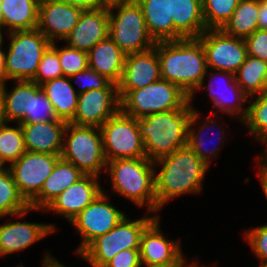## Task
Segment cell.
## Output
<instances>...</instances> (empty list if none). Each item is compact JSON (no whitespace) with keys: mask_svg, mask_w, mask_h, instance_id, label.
<instances>
[{"mask_svg":"<svg viewBox=\"0 0 267 267\" xmlns=\"http://www.w3.org/2000/svg\"><path fill=\"white\" fill-rule=\"evenodd\" d=\"M154 48L160 62L161 79L176 84L194 99L198 87L205 82L206 54L198 38L156 42Z\"/></svg>","mask_w":267,"mask_h":267,"instance_id":"obj_1","label":"cell"},{"mask_svg":"<svg viewBox=\"0 0 267 267\" xmlns=\"http://www.w3.org/2000/svg\"><path fill=\"white\" fill-rule=\"evenodd\" d=\"M154 166L157 212L172 198L200 193L209 168L188 145L155 161Z\"/></svg>","mask_w":267,"mask_h":267,"instance_id":"obj_2","label":"cell"},{"mask_svg":"<svg viewBox=\"0 0 267 267\" xmlns=\"http://www.w3.org/2000/svg\"><path fill=\"white\" fill-rule=\"evenodd\" d=\"M193 102L183 108L137 119L146 158L155 162L187 145Z\"/></svg>","mask_w":267,"mask_h":267,"instance_id":"obj_3","label":"cell"},{"mask_svg":"<svg viewBox=\"0 0 267 267\" xmlns=\"http://www.w3.org/2000/svg\"><path fill=\"white\" fill-rule=\"evenodd\" d=\"M112 191L129 199L138 208L147 204L146 213H157L155 166L150 159H116L106 164Z\"/></svg>","mask_w":267,"mask_h":267,"instance_id":"obj_4","label":"cell"},{"mask_svg":"<svg viewBox=\"0 0 267 267\" xmlns=\"http://www.w3.org/2000/svg\"><path fill=\"white\" fill-rule=\"evenodd\" d=\"M108 10L109 37L125 55L154 47L155 42L149 34L142 8L137 1L113 3L108 6Z\"/></svg>","mask_w":267,"mask_h":267,"instance_id":"obj_5","label":"cell"},{"mask_svg":"<svg viewBox=\"0 0 267 267\" xmlns=\"http://www.w3.org/2000/svg\"><path fill=\"white\" fill-rule=\"evenodd\" d=\"M60 158L72 163L84 174L99 177L105 172L102 134L99 127L67 123Z\"/></svg>","mask_w":267,"mask_h":267,"instance_id":"obj_6","label":"cell"},{"mask_svg":"<svg viewBox=\"0 0 267 267\" xmlns=\"http://www.w3.org/2000/svg\"><path fill=\"white\" fill-rule=\"evenodd\" d=\"M159 214L132 220L127 215L108 233L94 239L79 257L92 267H104L117 253L125 249H140V238L145 228Z\"/></svg>","mask_w":267,"mask_h":267,"instance_id":"obj_7","label":"cell"},{"mask_svg":"<svg viewBox=\"0 0 267 267\" xmlns=\"http://www.w3.org/2000/svg\"><path fill=\"white\" fill-rule=\"evenodd\" d=\"M190 97L176 84L160 79L143 88L130 90L120 100V110L136 119L183 108Z\"/></svg>","mask_w":267,"mask_h":267,"instance_id":"obj_8","label":"cell"},{"mask_svg":"<svg viewBox=\"0 0 267 267\" xmlns=\"http://www.w3.org/2000/svg\"><path fill=\"white\" fill-rule=\"evenodd\" d=\"M6 36L10 41L5 51L6 83L8 80L31 81L51 42L37 28L10 32Z\"/></svg>","mask_w":267,"mask_h":267,"instance_id":"obj_9","label":"cell"},{"mask_svg":"<svg viewBox=\"0 0 267 267\" xmlns=\"http://www.w3.org/2000/svg\"><path fill=\"white\" fill-rule=\"evenodd\" d=\"M106 161L146 157L137 119L119 110L100 127Z\"/></svg>","mask_w":267,"mask_h":267,"instance_id":"obj_10","label":"cell"},{"mask_svg":"<svg viewBox=\"0 0 267 267\" xmlns=\"http://www.w3.org/2000/svg\"><path fill=\"white\" fill-rule=\"evenodd\" d=\"M103 191L70 223L77 229L82 241L77 248L79 255L98 236L110 232L126 215L108 200V194ZM110 201V202H109Z\"/></svg>","mask_w":267,"mask_h":267,"instance_id":"obj_11","label":"cell"},{"mask_svg":"<svg viewBox=\"0 0 267 267\" xmlns=\"http://www.w3.org/2000/svg\"><path fill=\"white\" fill-rule=\"evenodd\" d=\"M198 39L206 54L208 70L236 73L247 57L244 38L230 36L221 29H207Z\"/></svg>","mask_w":267,"mask_h":267,"instance_id":"obj_12","label":"cell"},{"mask_svg":"<svg viewBox=\"0 0 267 267\" xmlns=\"http://www.w3.org/2000/svg\"><path fill=\"white\" fill-rule=\"evenodd\" d=\"M59 159L60 155L26 151L8 166L20 194L28 203L41 191Z\"/></svg>","mask_w":267,"mask_h":267,"instance_id":"obj_13","label":"cell"},{"mask_svg":"<svg viewBox=\"0 0 267 267\" xmlns=\"http://www.w3.org/2000/svg\"><path fill=\"white\" fill-rule=\"evenodd\" d=\"M207 74L209 75L207 77L209 78L207 86L204 82H202L197 91H200V89L203 87L208 91L207 94L210 100H212L213 107L217 109L216 111H213V108H211L210 114L217 115L220 112H223L231 115L230 117L233 116L234 118L235 116L238 121L240 120L242 123L247 116L248 107L244 106V104L248 103L249 97L236 83L235 74L227 71H218L212 69H210V72L207 70L206 75ZM220 78L223 80V82H221ZM224 81L225 85H223L224 87L220 89L221 83L224 84ZM216 83H218L220 87H218ZM215 84L220 89L219 91H215V88H217Z\"/></svg>","mask_w":267,"mask_h":267,"instance_id":"obj_14","label":"cell"},{"mask_svg":"<svg viewBox=\"0 0 267 267\" xmlns=\"http://www.w3.org/2000/svg\"><path fill=\"white\" fill-rule=\"evenodd\" d=\"M119 110L118 89H92L78 94L75 116L70 123L100 127Z\"/></svg>","mask_w":267,"mask_h":267,"instance_id":"obj_15","label":"cell"},{"mask_svg":"<svg viewBox=\"0 0 267 267\" xmlns=\"http://www.w3.org/2000/svg\"><path fill=\"white\" fill-rule=\"evenodd\" d=\"M84 10L58 0H40L37 29L51 42L65 40Z\"/></svg>","mask_w":267,"mask_h":267,"instance_id":"obj_16","label":"cell"},{"mask_svg":"<svg viewBox=\"0 0 267 267\" xmlns=\"http://www.w3.org/2000/svg\"><path fill=\"white\" fill-rule=\"evenodd\" d=\"M160 79V62L154 47L126 55L122 78L117 85L119 100L130 90L143 88Z\"/></svg>","mask_w":267,"mask_h":267,"instance_id":"obj_17","label":"cell"},{"mask_svg":"<svg viewBox=\"0 0 267 267\" xmlns=\"http://www.w3.org/2000/svg\"><path fill=\"white\" fill-rule=\"evenodd\" d=\"M101 187L98 176L85 174L60 193L44 211L57 213L70 222L103 191Z\"/></svg>","mask_w":267,"mask_h":267,"instance_id":"obj_18","label":"cell"},{"mask_svg":"<svg viewBox=\"0 0 267 267\" xmlns=\"http://www.w3.org/2000/svg\"><path fill=\"white\" fill-rule=\"evenodd\" d=\"M160 229V216L142 232L140 260L147 264H179L184 259L180 240H168Z\"/></svg>","mask_w":267,"mask_h":267,"instance_id":"obj_19","label":"cell"},{"mask_svg":"<svg viewBox=\"0 0 267 267\" xmlns=\"http://www.w3.org/2000/svg\"><path fill=\"white\" fill-rule=\"evenodd\" d=\"M109 36L108 7L96 10H84L78 24L65 38L66 45L89 52L98 42Z\"/></svg>","mask_w":267,"mask_h":267,"instance_id":"obj_20","label":"cell"},{"mask_svg":"<svg viewBox=\"0 0 267 267\" xmlns=\"http://www.w3.org/2000/svg\"><path fill=\"white\" fill-rule=\"evenodd\" d=\"M54 224L16 221L0 225V256L23 251L56 230Z\"/></svg>","mask_w":267,"mask_h":267,"instance_id":"obj_21","label":"cell"},{"mask_svg":"<svg viewBox=\"0 0 267 267\" xmlns=\"http://www.w3.org/2000/svg\"><path fill=\"white\" fill-rule=\"evenodd\" d=\"M67 121L21 124L26 151L61 155Z\"/></svg>","mask_w":267,"mask_h":267,"instance_id":"obj_22","label":"cell"},{"mask_svg":"<svg viewBox=\"0 0 267 267\" xmlns=\"http://www.w3.org/2000/svg\"><path fill=\"white\" fill-rule=\"evenodd\" d=\"M84 175L75 165L60 158L56 162L52 173L45 179L41 191L29 202V206L38 212H45L44 209L60 193Z\"/></svg>","mask_w":267,"mask_h":267,"instance_id":"obj_23","label":"cell"},{"mask_svg":"<svg viewBox=\"0 0 267 267\" xmlns=\"http://www.w3.org/2000/svg\"><path fill=\"white\" fill-rule=\"evenodd\" d=\"M170 18L174 22V40L198 38L207 30L202 0H170Z\"/></svg>","mask_w":267,"mask_h":267,"instance_id":"obj_24","label":"cell"},{"mask_svg":"<svg viewBox=\"0 0 267 267\" xmlns=\"http://www.w3.org/2000/svg\"><path fill=\"white\" fill-rule=\"evenodd\" d=\"M87 54L89 68L111 83L119 84L126 55L109 36L98 42Z\"/></svg>","mask_w":267,"mask_h":267,"instance_id":"obj_25","label":"cell"},{"mask_svg":"<svg viewBox=\"0 0 267 267\" xmlns=\"http://www.w3.org/2000/svg\"><path fill=\"white\" fill-rule=\"evenodd\" d=\"M154 42L174 41V22L170 18V0H136Z\"/></svg>","mask_w":267,"mask_h":267,"instance_id":"obj_26","label":"cell"},{"mask_svg":"<svg viewBox=\"0 0 267 267\" xmlns=\"http://www.w3.org/2000/svg\"><path fill=\"white\" fill-rule=\"evenodd\" d=\"M0 2L2 27L6 33L37 28L40 0H0Z\"/></svg>","mask_w":267,"mask_h":267,"instance_id":"obj_27","label":"cell"},{"mask_svg":"<svg viewBox=\"0 0 267 267\" xmlns=\"http://www.w3.org/2000/svg\"><path fill=\"white\" fill-rule=\"evenodd\" d=\"M59 119L70 122L75 116L78 93L69 77L55 78L41 84Z\"/></svg>","mask_w":267,"mask_h":267,"instance_id":"obj_28","label":"cell"},{"mask_svg":"<svg viewBox=\"0 0 267 267\" xmlns=\"http://www.w3.org/2000/svg\"><path fill=\"white\" fill-rule=\"evenodd\" d=\"M200 112L197 110V108H193L191 113V118L189 121V128H188V142L187 145L195 152V154L207 165L210 167L211 160L215 157H218V152L220 151L221 147L219 145H223L224 142H226V133L225 128L222 127L221 130H219L220 135L217 134L218 141L216 142L217 145H215L212 149L209 150L210 147L205 148L206 141L204 140L205 129H212L215 125H217L214 117H207L206 119H203L204 121L200 123L201 125L196 128V122L198 119H200ZM218 129V128H217ZM208 131V130H207ZM204 132V133H203ZM225 133V134H224ZM219 135V137H218ZM216 136V135H215ZM213 141V140H212ZM224 141V142H223ZM215 142V141H214ZM219 143V144H218ZM221 143V144H220ZM212 157V158H211Z\"/></svg>","mask_w":267,"mask_h":267,"instance_id":"obj_29","label":"cell"},{"mask_svg":"<svg viewBox=\"0 0 267 267\" xmlns=\"http://www.w3.org/2000/svg\"><path fill=\"white\" fill-rule=\"evenodd\" d=\"M259 0H240L221 30L230 36L245 38L258 29Z\"/></svg>","mask_w":267,"mask_h":267,"instance_id":"obj_30","label":"cell"},{"mask_svg":"<svg viewBox=\"0 0 267 267\" xmlns=\"http://www.w3.org/2000/svg\"><path fill=\"white\" fill-rule=\"evenodd\" d=\"M235 80L249 98L262 94L267 86V61L247 55Z\"/></svg>","mask_w":267,"mask_h":267,"instance_id":"obj_31","label":"cell"},{"mask_svg":"<svg viewBox=\"0 0 267 267\" xmlns=\"http://www.w3.org/2000/svg\"><path fill=\"white\" fill-rule=\"evenodd\" d=\"M34 210L20 194L11 171L8 169L0 173V218L11 215L18 219L24 218L28 212Z\"/></svg>","mask_w":267,"mask_h":267,"instance_id":"obj_32","label":"cell"},{"mask_svg":"<svg viewBox=\"0 0 267 267\" xmlns=\"http://www.w3.org/2000/svg\"><path fill=\"white\" fill-rule=\"evenodd\" d=\"M15 85L9 91L6 82L0 84V92L4 97L5 112L8 123L24 124V114L28 112L29 81H13Z\"/></svg>","mask_w":267,"mask_h":267,"instance_id":"obj_33","label":"cell"},{"mask_svg":"<svg viewBox=\"0 0 267 267\" xmlns=\"http://www.w3.org/2000/svg\"><path fill=\"white\" fill-rule=\"evenodd\" d=\"M58 119L54 107L41 85L29 81L28 112L24 114V124L50 122Z\"/></svg>","mask_w":267,"mask_h":267,"instance_id":"obj_34","label":"cell"},{"mask_svg":"<svg viewBox=\"0 0 267 267\" xmlns=\"http://www.w3.org/2000/svg\"><path fill=\"white\" fill-rule=\"evenodd\" d=\"M256 97V98H255ZM255 98V99H253ZM253 99V100H251ZM252 101V102H251ZM247 116L242 122L255 141L264 143L267 148V99L262 95L250 97ZM251 103V104H250Z\"/></svg>","mask_w":267,"mask_h":267,"instance_id":"obj_35","label":"cell"},{"mask_svg":"<svg viewBox=\"0 0 267 267\" xmlns=\"http://www.w3.org/2000/svg\"><path fill=\"white\" fill-rule=\"evenodd\" d=\"M26 152L21 124L16 127L3 125L0 127V157L8 164L16 161Z\"/></svg>","mask_w":267,"mask_h":267,"instance_id":"obj_36","label":"cell"},{"mask_svg":"<svg viewBox=\"0 0 267 267\" xmlns=\"http://www.w3.org/2000/svg\"><path fill=\"white\" fill-rule=\"evenodd\" d=\"M240 0H202L206 29H221L230 19Z\"/></svg>","mask_w":267,"mask_h":267,"instance_id":"obj_37","label":"cell"},{"mask_svg":"<svg viewBox=\"0 0 267 267\" xmlns=\"http://www.w3.org/2000/svg\"><path fill=\"white\" fill-rule=\"evenodd\" d=\"M60 77H63V72L59 62L58 47L54 42L44 51L35 77L31 81L41 85L46 81Z\"/></svg>","mask_w":267,"mask_h":267,"instance_id":"obj_38","label":"cell"},{"mask_svg":"<svg viewBox=\"0 0 267 267\" xmlns=\"http://www.w3.org/2000/svg\"><path fill=\"white\" fill-rule=\"evenodd\" d=\"M59 62L63 76L71 77L89 67L87 52L64 45L58 47Z\"/></svg>","mask_w":267,"mask_h":267,"instance_id":"obj_39","label":"cell"},{"mask_svg":"<svg viewBox=\"0 0 267 267\" xmlns=\"http://www.w3.org/2000/svg\"><path fill=\"white\" fill-rule=\"evenodd\" d=\"M79 79L83 81H81L83 85H81L82 87L80 86L81 88H78V90H75L78 94L87 92L92 89H118L116 84L111 83L105 77L89 67L82 72H78L69 77L70 81L73 82L74 80L78 84L80 83L78 82L80 81Z\"/></svg>","mask_w":267,"mask_h":267,"instance_id":"obj_40","label":"cell"},{"mask_svg":"<svg viewBox=\"0 0 267 267\" xmlns=\"http://www.w3.org/2000/svg\"><path fill=\"white\" fill-rule=\"evenodd\" d=\"M243 235L258 260L267 263V223L250 228Z\"/></svg>","mask_w":267,"mask_h":267,"instance_id":"obj_41","label":"cell"},{"mask_svg":"<svg viewBox=\"0 0 267 267\" xmlns=\"http://www.w3.org/2000/svg\"><path fill=\"white\" fill-rule=\"evenodd\" d=\"M247 55L267 61V30L257 29L244 38Z\"/></svg>","mask_w":267,"mask_h":267,"instance_id":"obj_42","label":"cell"},{"mask_svg":"<svg viewBox=\"0 0 267 267\" xmlns=\"http://www.w3.org/2000/svg\"><path fill=\"white\" fill-rule=\"evenodd\" d=\"M139 249H125L117 253L104 267H139Z\"/></svg>","mask_w":267,"mask_h":267,"instance_id":"obj_43","label":"cell"},{"mask_svg":"<svg viewBox=\"0 0 267 267\" xmlns=\"http://www.w3.org/2000/svg\"><path fill=\"white\" fill-rule=\"evenodd\" d=\"M71 6L79 7L83 10H96L108 7L105 0H58Z\"/></svg>","mask_w":267,"mask_h":267,"instance_id":"obj_44","label":"cell"},{"mask_svg":"<svg viewBox=\"0 0 267 267\" xmlns=\"http://www.w3.org/2000/svg\"><path fill=\"white\" fill-rule=\"evenodd\" d=\"M257 158L258 164L256 163V166L258 165V177L260 178L259 181L262 184L261 187L263 189L265 198L267 199V154L265 152H261Z\"/></svg>","mask_w":267,"mask_h":267,"instance_id":"obj_45","label":"cell"},{"mask_svg":"<svg viewBox=\"0 0 267 267\" xmlns=\"http://www.w3.org/2000/svg\"><path fill=\"white\" fill-rule=\"evenodd\" d=\"M258 29L267 30V0H259Z\"/></svg>","mask_w":267,"mask_h":267,"instance_id":"obj_46","label":"cell"},{"mask_svg":"<svg viewBox=\"0 0 267 267\" xmlns=\"http://www.w3.org/2000/svg\"><path fill=\"white\" fill-rule=\"evenodd\" d=\"M42 267H67L59 260L55 259L50 253H46L42 262Z\"/></svg>","mask_w":267,"mask_h":267,"instance_id":"obj_47","label":"cell"},{"mask_svg":"<svg viewBox=\"0 0 267 267\" xmlns=\"http://www.w3.org/2000/svg\"><path fill=\"white\" fill-rule=\"evenodd\" d=\"M6 82V57L5 51L0 48V84Z\"/></svg>","mask_w":267,"mask_h":267,"instance_id":"obj_48","label":"cell"},{"mask_svg":"<svg viewBox=\"0 0 267 267\" xmlns=\"http://www.w3.org/2000/svg\"><path fill=\"white\" fill-rule=\"evenodd\" d=\"M8 124V120L5 112V102L2 93L0 92V127Z\"/></svg>","mask_w":267,"mask_h":267,"instance_id":"obj_49","label":"cell"},{"mask_svg":"<svg viewBox=\"0 0 267 267\" xmlns=\"http://www.w3.org/2000/svg\"><path fill=\"white\" fill-rule=\"evenodd\" d=\"M179 264H147L141 263L139 267H177Z\"/></svg>","mask_w":267,"mask_h":267,"instance_id":"obj_50","label":"cell"},{"mask_svg":"<svg viewBox=\"0 0 267 267\" xmlns=\"http://www.w3.org/2000/svg\"><path fill=\"white\" fill-rule=\"evenodd\" d=\"M187 262H188V261H186V259L184 258V259L179 263V265H178L177 267H199V265H200L199 263L196 262V259H195V262H192V264L185 266V265L187 264Z\"/></svg>","mask_w":267,"mask_h":267,"instance_id":"obj_51","label":"cell"},{"mask_svg":"<svg viewBox=\"0 0 267 267\" xmlns=\"http://www.w3.org/2000/svg\"><path fill=\"white\" fill-rule=\"evenodd\" d=\"M6 162L0 157V173L8 170L9 167H6Z\"/></svg>","mask_w":267,"mask_h":267,"instance_id":"obj_52","label":"cell"},{"mask_svg":"<svg viewBox=\"0 0 267 267\" xmlns=\"http://www.w3.org/2000/svg\"><path fill=\"white\" fill-rule=\"evenodd\" d=\"M105 1L108 5H110V4L117 3V2H131V1H136V0H105Z\"/></svg>","mask_w":267,"mask_h":267,"instance_id":"obj_53","label":"cell"},{"mask_svg":"<svg viewBox=\"0 0 267 267\" xmlns=\"http://www.w3.org/2000/svg\"><path fill=\"white\" fill-rule=\"evenodd\" d=\"M4 30V28L0 25V48H2V45L4 43V33H2V31Z\"/></svg>","mask_w":267,"mask_h":267,"instance_id":"obj_54","label":"cell"},{"mask_svg":"<svg viewBox=\"0 0 267 267\" xmlns=\"http://www.w3.org/2000/svg\"><path fill=\"white\" fill-rule=\"evenodd\" d=\"M0 25L2 26V7L0 2Z\"/></svg>","mask_w":267,"mask_h":267,"instance_id":"obj_55","label":"cell"},{"mask_svg":"<svg viewBox=\"0 0 267 267\" xmlns=\"http://www.w3.org/2000/svg\"><path fill=\"white\" fill-rule=\"evenodd\" d=\"M262 95L267 99V86H266V88L264 89Z\"/></svg>","mask_w":267,"mask_h":267,"instance_id":"obj_56","label":"cell"},{"mask_svg":"<svg viewBox=\"0 0 267 267\" xmlns=\"http://www.w3.org/2000/svg\"><path fill=\"white\" fill-rule=\"evenodd\" d=\"M258 267H267V263L266 262H260Z\"/></svg>","mask_w":267,"mask_h":267,"instance_id":"obj_57","label":"cell"},{"mask_svg":"<svg viewBox=\"0 0 267 267\" xmlns=\"http://www.w3.org/2000/svg\"><path fill=\"white\" fill-rule=\"evenodd\" d=\"M22 264V262H20V265H17V267H25V266H23V265H21Z\"/></svg>","mask_w":267,"mask_h":267,"instance_id":"obj_58","label":"cell"}]
</instances>
